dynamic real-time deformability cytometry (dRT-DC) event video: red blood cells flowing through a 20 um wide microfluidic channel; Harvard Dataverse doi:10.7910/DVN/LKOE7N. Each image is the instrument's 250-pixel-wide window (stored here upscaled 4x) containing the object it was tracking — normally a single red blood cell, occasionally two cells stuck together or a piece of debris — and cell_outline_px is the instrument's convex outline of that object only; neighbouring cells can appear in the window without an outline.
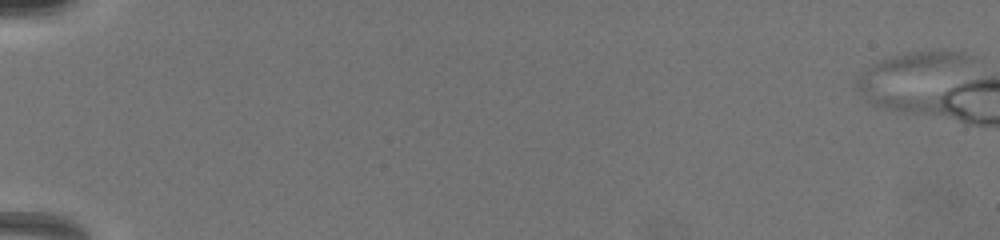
{"species": "common noctule bat (a hibernating species)", "species_latin": "Nyctalus noctula", "temperature_condition": "warm", "stored_images_in_passage": 2, "camera_frame_rate_fps": 3000, "um_per_image_px": 0.085, "animal": {"sex": "female", "body_mass_g": 19.5, "forearm_length_mm": 54.1}, "frame": {"image": 1, "passage_image": 1, "time_ms": 0.0, "image_size_px": [1000, 240], "cell_outline_px": [[968, 60], [868, 92], [860, 88], [856, 84], [872, 64], [892, 56], [916, 52], [960, 52]], "centroid_in_image_um": [77.03, 5.79], "position_along_channel_um": 8.0, "area_um2": 16.24}}